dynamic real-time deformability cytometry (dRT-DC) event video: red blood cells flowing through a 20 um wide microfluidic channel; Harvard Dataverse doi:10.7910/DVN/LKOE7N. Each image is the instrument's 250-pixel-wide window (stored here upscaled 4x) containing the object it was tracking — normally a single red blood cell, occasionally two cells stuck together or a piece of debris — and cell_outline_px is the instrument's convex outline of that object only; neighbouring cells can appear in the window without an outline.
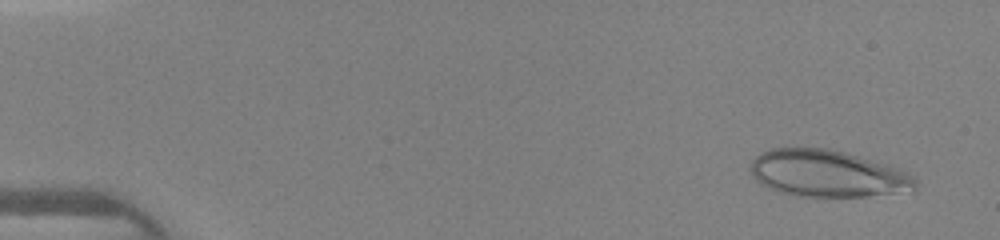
{"species": "human", "species_latin": "Homo sapiens", "temperature_condition": "warm", "stored_images_in_passage": 46, "camera_frame_rate_fps": 3000, "um_per_image_px": 0.085, "donor": {"sex": "female"}, "frame": {"image": 1, "passage_image": 3, "time_ms": 0.667, "image_size_px": [1000, 240], "cell_outline_px": [[916, 188], [912, 192], [868, 196], [796, 196], [780, 192], [760, 184], [752, 176], [748, 168], [752, 160], [760, 152], [772, 148], [828, 148], [844, 152], [888, 164], [900, 168], [912, 176], [916, 180]], "centroid_in_image_um": [70.34, 14.75], "position_along_channel_um": 14.7, "area_um2": 45.43}}
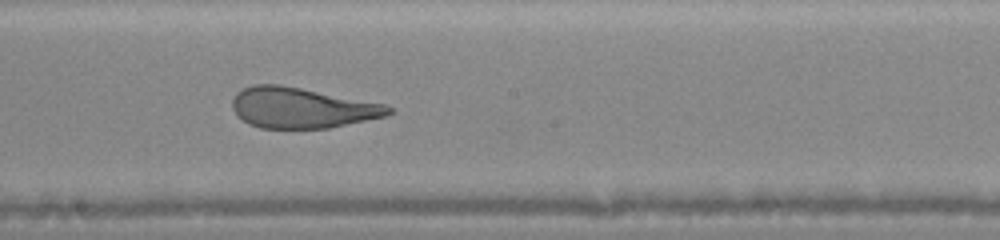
{"frame": {"image": 2, "passage_image": 26, "time_ms": 8.333, "image_size_px": [1000, 240], "cell_outline_px": [[392, 112], [388, 116], [328, 128], [260, 128], [248, 124], [232, 108], [232, 100], [236, 92], [252, 84], [280, 84], [388, 104], [392, 108]], "centroid_in_image_um": [25.68, 9.16], "position_along_channel_um": 222.5, "area_um2": 37.05}}
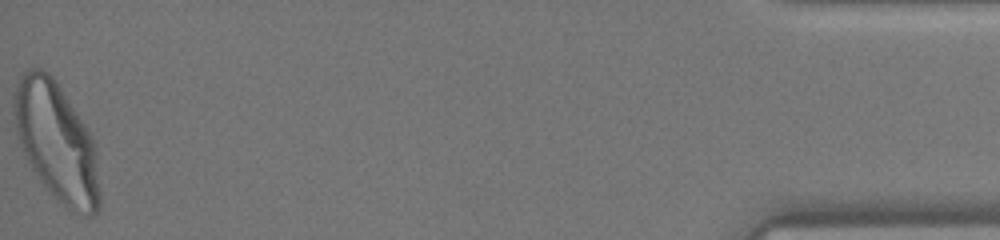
{"frame": {"image": 3, "passage_image": 46, "time_ms": 15.0, "image_size_px": [1000, 240], "cell_outline_px": [[100, 208], [96, 216], [88, 216], [68, 208], [40, 180], [24, 156], [16, 132], [12, 104], [12, 92], [20, 72], [28, 68], [40, 68], [48, 72], [56, 80], [88, 132], [92, 140], [100, 192]], "centroid_in_image_um": [4.74, 12.0], "position_along_channel_um": 430.5, "area_um2": 58.49}}